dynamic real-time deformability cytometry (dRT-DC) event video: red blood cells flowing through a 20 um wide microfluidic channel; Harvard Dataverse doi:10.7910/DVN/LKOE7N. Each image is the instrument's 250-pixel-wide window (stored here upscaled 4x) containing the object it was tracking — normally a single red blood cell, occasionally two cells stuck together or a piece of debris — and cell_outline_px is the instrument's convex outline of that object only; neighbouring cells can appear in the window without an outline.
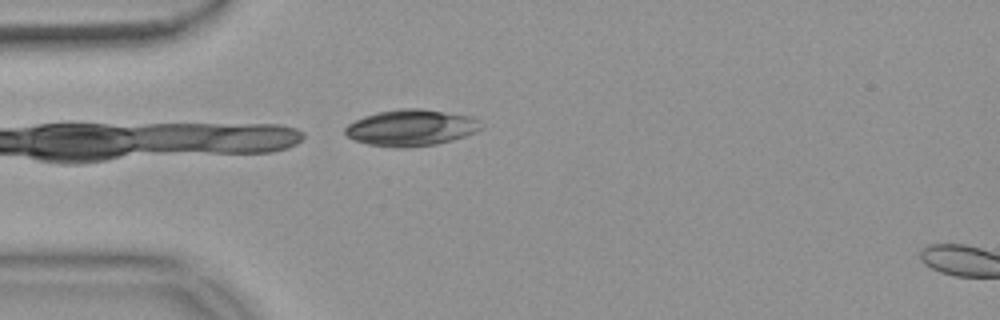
{"species": "common noctule bat (a hibernating species)", "species_latin": "Nyctalus noctula", "temperature_condition": "warm", "stored_images_in_passage": 3, "camera_frame_rate_fps": 3000, "um_per_image_px": 0.085, "animal": {"sex": "female", "body_mass_g": 18.4}, "frame": {"image": 1, "passage_image": 1, "time_ms": 0.0, "image_size_px": [1000, 320], "cell_outline_px": [[484, 128], [476, 132], [452, 140], [436, 144], [404, 148], [392, 148], [368, 144], [352, 140], [344, 132], [344, 128], [348, 124], [364, 116], [376, 112], [400, 108], [420, 108], [472, 116], [480, 120]], "centroid_in_image_um": [34.95, 10.86], "position_along_channel_um": 50.1, "area_um2": 29.13}}